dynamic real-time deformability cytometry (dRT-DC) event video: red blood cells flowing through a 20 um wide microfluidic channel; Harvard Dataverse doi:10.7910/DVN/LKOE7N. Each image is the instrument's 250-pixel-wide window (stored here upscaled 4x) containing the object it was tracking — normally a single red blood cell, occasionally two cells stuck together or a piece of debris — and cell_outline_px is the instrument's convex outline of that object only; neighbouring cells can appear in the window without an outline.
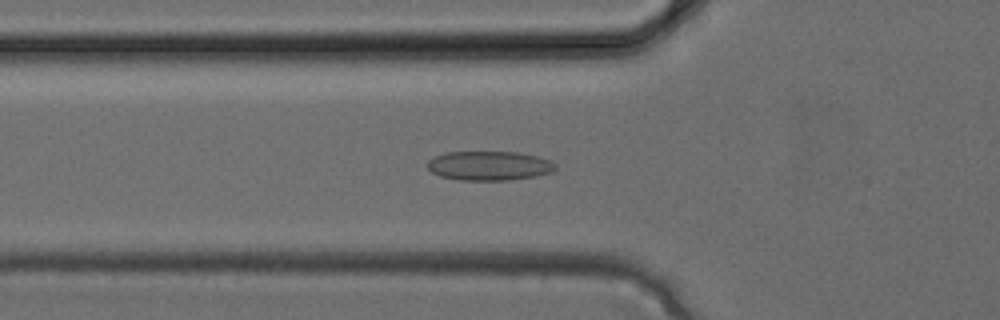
{"species": "common noctule bat (a hibernating species)", "species_latin": "Nyctalus noctula", "temperature_condition": "cold", "stored_images_in_passage": 34, "camera_frame_rate_fps": 3000, "um_per_image_px": 0.085, "animal": {"sex": "female", "body_mass_g": 24.6, "forearm_length_mm": 56.2}, "frame": {"image": 1, "passage_image": 12, "time_ms": 3.667, "image_size_px": [1000, 320], "cell_outline_px": [[556, 168], [552, 172], [536, 176], [508, 180], [460, 180], [440, 176], [432, 172], [428, 168], [428, 160], [436, 156], [448, 152], [516, 152], [536, 156], [548, 160], [556, 164]], "centroid_in_image_um": [41.58, 14.09], "position_along_channel_um": 84.2, "area_um2": 21.68}}
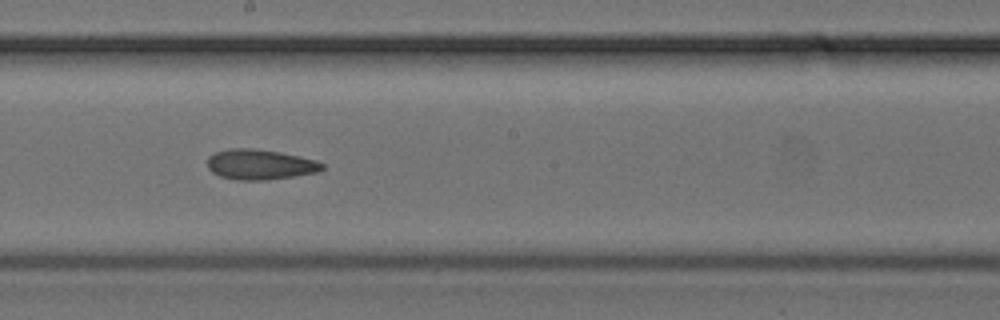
{"frame": {"image": 2, "passage_image": 19, "time_ms": 6.0, "image_size_px": [1000, 320], "cell_outline_px": [[324, 168], [320, 172], [268, 180], [236, 180], [220, 176], [212, 172], [208, 168], [208, 156], [216, 152], [232, 148], [252, 148], [280, 152], [300, 156], [316, 160], [324, 164]], "centroid_in_image_um": [22.13, 13.98], "position_along_channel_um": 226.1, "area_um2": 20.35}}
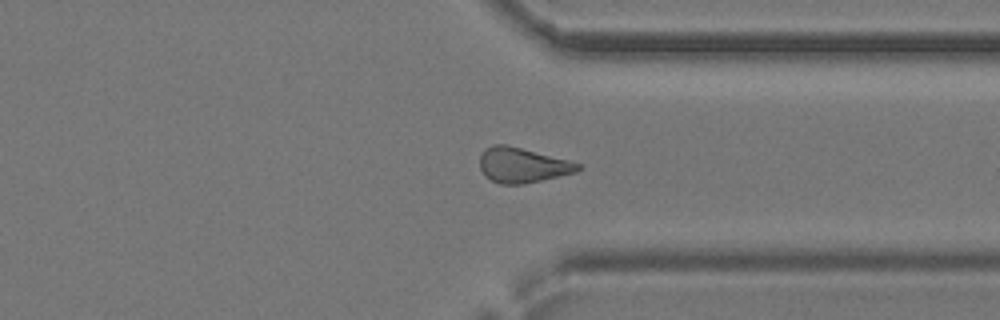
{"frame": {"image": 3, "passage_image": 26, "time_ms": 8.333, "image_size_px": [1000, 320], "cell_outline_px": [[584, 168], [576, 172], [524, 184], [500, 184], [484, 176], [480, 168], [480, 156], [484, 148], [492, 144], [504, 144], [584, 164]], "centroid_in_image_um": [44.41, 14.04], "position_along_channel_um": 367.0, "area_um2": 20.06}}